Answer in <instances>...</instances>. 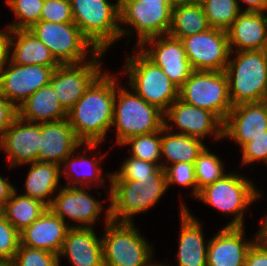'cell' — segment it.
Listing matches in <instances>:
<instances>
[{
    "label": "cell",
    "mask_w": 267,
    "mask_h": 266,
    "mask_svg": "<svg viewBox=\"0 0 267 266\" xmlns=\"http://www.w3.org/2000/svg\"><path fill=\"white\" fill-rule=\"evenodd\" d=\"M117 78L103 72L68 111V121L81 143L105 140L113 124Z\"/></svg>",
    "instance_id": "obj_1"
},
{
    "label": "cell",
    "mask_w": 267,
    "mask_h": 266,
    "mask_svg": "<svg viewBox=\"0 0 267 266\" xmlns=\"http://www.w3.org/2000/svg\"><path fill=\"white\" fill-rule=\"evenodd\" d=\"M109 214L114 222L133 223L135 214L145 212L167 191L165 170L138 180H109Z\"/></svg>",
    "instance_id": "obj_2"
},
{
    "label": "cell",
    "mask_w": 267,
    "mask_h": 266,
    "mask_svg": "<svg viewBox=\"0 0 267 266\" xmlns=\"http://www.w3.org/2000/svg\"><path fill=\"white\" fill-rule=\"evenodd\" d=\"M73 22L100 52L112 43L129 35L131 30L120 26L119 0H70Z\"/></svg>",
    "instance_id": "obj_3"
},
{
    "label": "cell",
    "mask_w": 267,
    "mask_h": 266,
    "mask_svg": "<svg viewBox=\"0 0 267 266\" xmlns=\"http://www.w3.org/2000/svg\"><path fill=\"white\" fill-rule=\"evenodd\" d=\"M235 54L225 69L232 105L267 100V49Z\"/></svg>",
    "instance_id": "obj_4"
},
{
    "label": "cell",
    "mask_w": 267,
    "mask_h": 266,
    "mask_svg": "<svg viewBox=\"0 0 267 266\" xmlns=\"http://www.w3.org/2000/svg\"><path fill=\"white\" fill-rule=\"evenodd\" d=\"M105 222L106 230L101 238L104 266H151L154 263L151 260L153 246L140 235L134 223L112 221L109 208Z\"/></svg>",
    "instance_id": "obj_5"
},
{
    "label": "cell",
    "mask_w": 267,
    "mask_h": 266,
    "mask_svg": "<svg viewBox=\"0 0 267 266\" xmlns=\"http://www.w3.org/2000/svg\"><path fill=\"white\" fill-rule=\"evenodd\" d=\"M113 126L117 130L116 142L122 145L130 137L162 130L164 112L119 85L114 98Z\"/></svg>",
    "instance_id": "obj_6"
},
{
    "label": "cell",
    "mask_w": 267,
    "mask_h": 266,
    "mask_svg": "<svg viewBox=\"0 0 267 266\" xmlns=\"http://www.w3.org/2000/svg\"><path fill=\"white\" fill-rule=\"evenodd\" d=\"M126 59L124 68L129 76L130 90L165 113L179 98V88L140 48L137 54Z\"/></svg>",
    "instance_id": "obj_7"
},
{
    "label": "cell",
    "mask_w": 267,
    "mask_h": 266,
    "mask_svg": "<svg viewBox=\"0 0 267 266\" xmlns=\"http://www.w3.org/2000/svg\"><path fill=\"white\" fill-rule=\"evenodd\" d=\"M251 180L236 173H226L221 179L202 188L198 200L234 218L225 227H244V210L261 197Z\"/></svg>",
    "instance_id": "obj_8"
},
{
    "label": "cell",
    "mask_w": 267,
    "mask_h": 266,
    "mask_svg": "<svg viewBox=\"0 0 267 266\" xmlns=\"http://www.w3.org/2000/svg\"><path fill=\"white\" fill-rule=\"evenodd\" d=\"M179 99L211 111L222 122L233 107L225 71L193 70L190 77L179 88Z\"/></svg>",
    "instance_id": "obj_9"
},
{
    "label": "cell",
    "mask_w": 267,
    "mask_h": 266,
    "mask_svg": "<svg viewBox=\"0 0 267 266\" xmlns=\"http://www.w3.org/2000/svg\"><path fill=\"white\" fill-rule=\"evenodd\" d=\"M29 30L48 47L60 65L86 62L90 46L91 52H99L74 22L39 21Z\"/></svg>",
    "instance_id": "obj_10"
},
{
    "label": "cell",
    "mask_w": 267,
    "mask_h": 266,
    "mask_svg": "<svg viewBox=\"0 0 267 266\" xmlns=\"http://www.w3.org/2000/svg\"><path fill=\"white\" fill-rule=\"evenodd\" d=\"M105 52H92L91 60L79 64L57 66L51 76L50 85L62 107L68 112L84 95L90 85L103 73L101 61Z\"/></svg>",
    "instance_id": "obj_11"
},
{
    "label": "cell",
    "mask_w": 267,
    "mask_h": 266,
    "mask_svg": "<svg viewBox=\"0 0 267 266\" xmlns=\"http://www.w3.org/2000/svg\"><path fill=\"white\" fill-rule=\"evenodd\" d=\"M120 25L129 24L136 31L137 48L148 38L168 35L172 10L159 1L119 0Z\"/></svg>",
    "instance_id": "obj_12"
},
{
    "label": "cell",
    "mask_w": 267,
    "mask_h": 266,
    "mask_svg": "<svg viewBox=\"0 0 267 266\" xmlns=\"http://www.w3.org/2000/svg\"><path fill=\"white\" fill-rule=\"evenodd\" d=\"M193 70L225 71L232 55L225 30L210 28L181 39Z\"/></svg>",
    "instance_id": "obj_13"
},
{
    "label": "cell",
    "mask_w": 267,
    "mask_h": 266,
    "mask_svg": "<svg viewBox=\"0 0 267 266\" xmlns=\"http://www.w3.org/2000/svg\"><path fill=\"white\" fill-rule=\"evenodd\" d=\"M0 71V95L16 108L40 88L48 85L57 66L20 65L10 59Z\"/></svg>",
    "instance_id": "obj_14"
},
{
    "label": "cell",
    "mask_w": 267,
    "mask_h": 266,
    "mask_svg": "<svg viewBox=\"0 0 267 266\" xmlns=\"http://www.w3.org/2000/svg\"><path fill=\"white\" fill-rule=\"evenodd\" d=\"M151 45L145 49V45ZM138 48L157 66L168 78L180 88L190 77L193 69L187 58L183 43L169 35L146 39Z\"/></svg>",
    "instance_id": "obj_15"
},
{
    "label": "cell",
    "mask_w": 267,
    "mask_h": 266,
    "mask_svg": "<svg viewBox=\"0 0 267 266\" xmlns=\"http://www.w3.org/2000/svg\"><path fill=\"white\" fill-rule=\"evenodd\" d=\"M267 130V100L233 106L223 122V138H231L241 149Z\"/></svg>",
    "instance_id": "obj_16"
},
{
    "label": "cell",
    "mask_w": 267,
    "mask_h": 266,
    "mask_svg": "<svg viewBox=\"0 0 267 266\" xmlns=\"http://www.w3.org/2000/svg\"><path fill=\"white\" fill-rule=\"evenodd\" d=\"M164 119L165 123H175L178 130H181L178 134L201 140L208 134L213 135L216 140L223 137V122L214 113L187 104L179 98L164 113Z\"/></svg>",
    "instance_id": "obj_17"
},
{
    "label": "cell",
    "mask_w": 267,
    "mask_h": 266,
    "mask_svg": "<svg viewBox=\"0 0 267 266\" xmlns=\"http://www.w3.org/2000/svg\"><path fill=\"white\" fill-rule=\"evenodd\" d=\"M83 145H86V149H95L99 143H81L75 136L68 118L40 123L39 162L62 166L64 159L71 155L77 147L80 148Z\"/></svg>",
    "instance_id": "obj_18"
},
{
    "label": "cell",
    "mask_w": 267,
    "mask_h": 266,
    "mask_svg": "<svg viewBox=\"0 0 267 266\" xmlns=\"http://www.w3.org/2000/svg\"><path fill=\"white\" fill-rule=\"evenodd\" d=\"M40 123L27 122L18 116L0 137V149L7 153L10 167L38 161Z\"/></svg>",
    "instance_id": "obj_19"
},
{
    "label": "cell",
    "mask_w": 267,
    "mask_h": 266,
    "mask_svg": "<svg viewBox=\"0 0 267 266\" xmlns=\"http://www.w3.org/2000/svg\"><path fill=\"white\" fill-rule=\"evenodd\" d=\"M64 222L65 217L81 223L71 227L92 228L102 212V203L86 191V187H61L49 207Z\"/></svg>",
    "instance_id": "obj_20"
},
{
    "label": "cell",
    "mask_w": 267,
    "mask_h": 266,
    "mask_svg": "<svg viewBox=\"0 0 267 266\" xmlns=\"http://www.w3.org/2000/svg\"><path fill=\"white\" fill-rule=\"evenodd\" d=\"M244 227H224L207 242V266H245L246 255L258 239L245 240Z\"/></svg>",
    "instance_id": "obj_21"
},
{
    "label": "cell",
    "mask_w": 267,
    "mask_h": 266,
    "mask_svg": "<svg viewBox=\"0 0 267 266\" xmlns=\"http://www.w3.org/2000/svg\"><path fill=\"white\" fill-rule=\"evenodd\" d=\"M69 228V223L47 208L37 220L20 232V244L59 255Z\"/></svg>",
    "instance_id": "obj_22"
},
{
    "label": "cell",
    "mask_w": 267,
    "mask_h": 266,
    "mask_svg": "<svg viewBox=\"0 0 267 266\" xmlns=\"http://www.w3.org/2000/svg\"><path fill=\"white\" fill-rule=\"evenodd\" d=\"M231 52L267 49V15L241 12L226 30Z\"/></svg>",
    "instance_id": "obj_23"
},
{
    "label": "cell",
    "mask_w": 267,
    "mask_h": 266,
    "mask_svg": "<svg viewBox=\"0 0 267 266\" xmlns=\"http://www.w3.org/2000/svg\"><path fill=\"white\" fill-rule=\"evenodd\" d=\"M93 228L70 227L58 257L67 256L73 266H104L102 240Z\"/></svg>",
    "instance_id": "obj_24"
},
{
    "label": "cell",
    "mask_w": 267,
    "mask_h": 266,
    "mask_svg": "<svg viewBox=\"0 0 267 266\" xmlns=\"http://www.w3.org/2000/svg\"><path fill=\"white\" fill-rule=\"evenodd\" d=\"M181 231L178 244V266H207V247L201 223L181 203ZM169 266V265H166Z\"/></svg>",
    "instance_id": "obj_25"
},
{
    "label": "cell",
    "mask_w": 267,
    "mask_h": 266,
    "mask_svg": "<svg viewBox=\"0 0 267 266\" xmlns=\"http://www.w3.org/2000/svg\"><path fill=\"white\" fill-rule=\"evenodd\" d=\"M67 115L50 84L37 90L17 108V116L32 123L59 121Z\"/></svg>",
    "instance_id": "obj_26"
},
{
    "label": "cell",
    "mask_w": 267,
    "mask_h": 266,
    "mask_svg": "<svg viewBox=\"0 0 267 266\" xmlns=\"http://www.w3.org/2000/svg\"><path fill=\"white\" fill-rule=\"evenodd\" d=\"M12 46L15 47L12 48ZM10 50H13L12 52L10 51V60L15 64L44 66L60 65L55 60L48 47L29 29H17L12 31Z\"/></svg>",
    "instance_id": "obj_27"
},
{
    "label": "cell",
    "mask_w": 267,
    "mask_h": 266,
    "mask_svg": "<svg viewBox=\"0 0 267 266\" xmlns=\"http://www.w3.org/2000/svg\"><path fill=\"white\" fill-rule=\"evenodd\" d=\"M170 130L172 128L168 123H165V127L161 130V156L167 159L165 164L161 163V167L165 169L168 165L182 162L195 164L198 156L206 148L203 141L199 138L178 134V132L172 134Z\"/></svg>",
    "instance_id": "obj_28"
},
{
    "label": "cell",
    "mask_w": 267,
    "mask_h": 266,
    "mask_svg": "<svg viewBox=\"0 0 267 266\" xmlns=\"http://www.w3.org/2000/svg\"><path fill=\"white\" fill-rule=\"evenodd\" d=\"M30 164V171L25 182L26 191L23 195L39 200L49 208L54 198L51 194L61 188L60 186L58 188L61 166L39 161Z\"/></svg>",
    "instance_id": "obj_29"
},
{
    "label": "cell",
    "mask_w": 267,
    "mask_h": 266,
    "mask_svg": "<svg viewBox=\"0 0 267 266\" xmlns=\"http://www.w3.org/2000/svg\"><path fill=\"white\" fill-rule=\"evenodd\" d=\"M203 6L200 2L180 3L172 9L169 36L182 38L210 29Z\"/></svg>",
    "instance_id": "obj_30"
},
{
    "label": "cell",
    "mask_w": 267,
    "mask_h": 266,
    "mask_svg": "<svg viewBox=\"0 0 267 266\" xmlns=\"http://www.w3.org/2000/svg\"><path fill=\"white\" fill-rule=\"evenodd\" d=\"M16 189L2 209L6 219L20 233L37 220L48 208L41 201L26 195H17Z\"/></svg>",
    "instance_id": "obj_31"
},
{
    "label": "cell",
    "mask_w": 267,
    "mask_h": 266,
    "mask_svg": "<svg viewBox=\"0 0 267 266\" xmlns=\"http://www.w3.org/2000/svg\"><path fill=\"white\" fill-rule=\"evenodd\" d=\"M78 150V147L74 150V152L69 155L68 157H66L64 159V161L62 162L65 163V165H63L62 167H65L63 168V172H61V174H64L65 177H67V179L71 178L72 177V172H74V178L72 177L71 179H69L70 181H73V182H70L72 184H69L66 185V187H85L88 188L89 186H87V184H85L86 182L87 183H90L91 181H95L97 183H105L104 181V178L102 177L101 173H102V169L99 167L98 163L100 164V159L99 160H96L95 158L91 159L89 157H87L86 155H79L78 153V157H72L74 155V153H76L75 151ZM86 165V169L83 167ZM76 166H81L83 168V174L80 173L78 170H76ZM89 167V168H88ZM89 170H88V169ZM72 170H75V171H72ZM71 171V172H69ZM80 173H78V172ZM76 172V173H75ZM82 172V171H81ZM80 176H79V175ZM82 174V175H81ZM78 175V176H77ZM76 177V178H75ZM75 179V180H74ZM83 185V186H81Z\"/></svg>",
    "instance_id": "obj_32"
},
{
    "label": "cell",
    "mask_w": 267,
    "mask_h": 266,
    "mask_svg": "<svg viewBox=\"0 0 267 266\" xmlns=\"http://www.w3.org/2000/svg\"><path fill=\"white\" fill-rule=\"evenodd\" d=\"M205 15L212 28L227 30L237 16L243 12L238 0H202Z\"/></svg>",
    "instance_id": "obj_33"
},
{
    "label": "cell",
    "mask_w": 267,
    "mask_h": 266,
    "mask_svg": "<svg viewBox=\"0 0 267 266\" xmlns=\"http://www.w3.org/2000/svg\"><path fill=\"white\" fill-rule=\"evenodd\" d=\"M131 144V156L146 162L159 163L161 158V130L144 135H137L128 138L122 145Z\"/></svg>",
    "instance_id": "obj_34"
},
{
    "label": "cell",
    "mask_w": 267,
    "mask_h": 266,
    "mask_svg": "<svg viewBox=\"0 0 267 266\" xmlns=\"http://www.w3.org/2000/svg\"><path fill=\"white\" fill-rule=\"evenodd\" d=\"M195 177L197 182V195L199 191L214 183L216 180L221 179L224 175V166L218 156L210 153L207 147L198 156L195 161Z\"/></svg>",
    "instance_id": "obj_35"
},
{
    "label": "cell",
    "mask_w": 267,
    "mask_h": 266,
    "mask_svg": "<svg viewBox=\"0 0 267 266\" xmlns=\"http://www.w3.org/2000/svg\"><path fill=\"white\" fill-rule=\"evenodd\" d=\"M45 0H6L18 19L9 24L13 30L29 29L33 24L40 21L41 10Z\"/></svg>",
    "instance_id": "obj_36"
},
{
    "label": "cell",
    "mask_w": 267,
    "mask_h": 266,
    "mask_svg": "<svg viewBox=\"0 0 267 266\" xmlns=\"http://www.w3.org/2000/svg\"><path fill=\"white\" fill-rule=\"evenodd\" d=\"M58 255L19 244L12 260L15 266H59Z\"/></svg>",
    "instance_id": "obj_37"
},
{
    "label": "cell",
    "mask_w": 267,
    "mask_h": 266,
    "mask_svg": "<svg viewBox=\"0 0 267 266\" xmlns=\"http://www.w3.org/2000/svg\"><path fill=\"white\" fill-rule=\"evenodd\" d=\"M160 167L155 163L146 162L129 156L121 165L120 171L108 175L110 180H138L154 174Z\"/></svg>",
    "instance_id": "obj_38"
},
{
    "label": "cell",
    "mask_w": 267,
    "mask_h": 266,
    "mask_svg": "<svg viewBox=\"0 0 267 266\" xmlns=\"http://www.w3.org/2000/svg\"><path fill=\"white\" fill-rule=\"evenodd\" d=\"M20 244V233L0 211V261H12Z\"/></svg>",
    "instance_id": "obj_39"
},
{
    "label": "cell",
    "mask_w": 267,
    "mask_h": 266,
    "mask_svg": "<svg viewBox=\"0 0 267 266\" xmlns=\"http://www.w3.org/2000/svg\"><path fill=\"white\" fill-rule=\"evenodd\" d=\"M167 187L171 184H179L185 187H193L191 195L197 197V182L194 163H175L165 169Z\"/></svg>",
    "instance_id": "obj_40"
},
{
    "label": "cell",
    "mask_w": 267,
    "mask_h": 266,
    "mask_svg": "<svg viewBox=\"0 0 267 266\" xmlns=\"http://www.w3.org/2000/svg\"><path fill=\"white\" fill-rule=\"evenodd\" d=\"M40 21L53 23L73 22L70 0H45Z\"/></svg>",
    "instance_id": "obj_41"
},
{
    "label": "cell",
    "mask_w": 267,
    "mask_h": 266,
    "mask_svg": "<svg viewBox=\"0 0 267 266\" xmlns=\"http://www.w3.org/2000/svg\"><path fill=\"white\" fill-rule=\"evenodd\" d=\"M242 164H251L254 161H264L267 164V130L255 140L247 143L242 149Z\"/></svg>",
    "instance_id": "obj_42"
},
{
    "label": "cell",
    "mask_w": 267,
    "mask_h": 266,
    "mask_svg": "<svg viewBox=\"0 0 267 266\" xmlns=\"http://www.w3.org/2000/svg\"><path fill=\"white\" fill-rule=\"evenodd\" d=\"M245 266H267V242L257 239L246 255Z\"/></svg>",
    "instance_id": "obj_43"
},
{
    "label": "cell",
    "mask_w": 267,
    "mask_h": 266,
    "mask_svg": "<svg viewBox=\"0 0 267 266\" xmlns=\"http://www.w3.org/2000/svg\"><path fill=\"white\" fill-rule=\"evenodd\" d=\"M17 117V108L0 95V137Z\"/></svg>",
    "instance_id": "obj_44"
},
{
    "label": "cell",
    "mask_w": 267,
    "mask_h": 266,
    "mask_svg": "<svg viewBox=\"0 0 267 266\" xmlns=\"http://www.w3.org/2000/svg\"><path fill=\"white\" fill-rule=\"evenodd\" d=\"M6 30V31H5ZM13 29L8 25L4 31H0V71L8 63L10 58V41Z\"/></svg>",
    "instance_id": "obj_45"
},
{
    "label": "cell",
    "mask_w": 267,
    "mask_h": 266,
    "mask_svg": "<svg viewBox=\"0 0 267 266\" xmlns=\"http://www.w3.org/2000/svg\"><path fill=\"white\" fill-rule=\"evenodd\" d=\"M15 189L9 181L0 176V211L5 207Z\"/></svg>",
    "instance_id": "obj_46"
},
{
    "label": "cell",
    "mask_w": 267,
    "mask_h": 266,
    "mask_svg": "<svg viewBox=\"0 0 267 266\" xmlns=\"http://www.w3.org/2000/svg\"><path fill=\"white\" fill-rule=\"evenodd\" d=\"M247 4V8L243 12H267V0H240Z\"/></svg>",
    "instance_id": "obj_47"
},
{
    "label": "cell",
    "mask_w": 267,
    "mask_h": 266,
    "mask_svg": "<svg viewBox=\"0 0 267 266\" xmlns=\"http://www.w3.org/2000/svg\"><path fill=\"white\" fill-rule=\"evenodd\" d=\"M262 227L258 229V239L264 242H267V215L266 217L262 220Z\"/></svg>",
    "instance_id": "obj_48"
},
{
    "label": "cell",
    "mask_w": 267,
    "mask_h": 266,
    "mask_svg": "<svg viewBox=\"0 0 267 266\" xmlns=\"http://www.w3.org/2000/svg\"><path fill=\"white\" fill-rule=\"evenodd\" d=\"M145 1H159L165 3L171 10L176 6L173 0H145Z\"/></svg>",
    "instance_id": "obj_49"
},
{
    "label": "cell",
    "mask_w": 267,
    "mask_h": 266,
    "mask_svg": "<svg viewBox=\"0 0 267 266\" xmlns=\"http://www.w3.org/2000/svg\"><path fill=\"white\" fill-rule=\"evenodd\" d=\"M0 266H15L13 261H0Z\"/></svg>",
    "instance_id": "obj_50"
},
{
    "label": "cell",
    "mask_w": 267,
    "mask_h": 266,
    "mask_svg": "<svg viewBox=\"0 0 267 266\" xmlns=\"http://www.w3.org/2000/svg\"><path fill=\"white\" fill-rule=\"evenodd\" d=\"M175 4H180V3H191L193 0H173Z\"/></svg>",
    "instance_id": "obj_51"
},
{
    "label": "cell",
    "mask_w": 267,
    "mask_h": 266,
    "mask_svg": "<svg viewBox=\"0 0 267 266\" xmlns=\"http://www.w3.org/2000/svg\"><path fill=\"white\" fill-rule=\"evenodd\" d=\"M151 266H166L165 264L153 263Z\"/></svg>",
    "instance_id": "obj_52"
},
{
    "label": "cell",
    "mask_w": 267,
    "mask_h": 266,
    "mask_svg": "<svg viewBox=\"0 0 267 266\" xmlns=\"http://www.w3.org/2000/svg\"><path fill=\"white\" fill-rule=\"evenodd\" d=\"M194 1H195V2H201L202 0H193V2H194Z\"/></svg>",
    "instance_id": "obj_53"
}]
</instances>
